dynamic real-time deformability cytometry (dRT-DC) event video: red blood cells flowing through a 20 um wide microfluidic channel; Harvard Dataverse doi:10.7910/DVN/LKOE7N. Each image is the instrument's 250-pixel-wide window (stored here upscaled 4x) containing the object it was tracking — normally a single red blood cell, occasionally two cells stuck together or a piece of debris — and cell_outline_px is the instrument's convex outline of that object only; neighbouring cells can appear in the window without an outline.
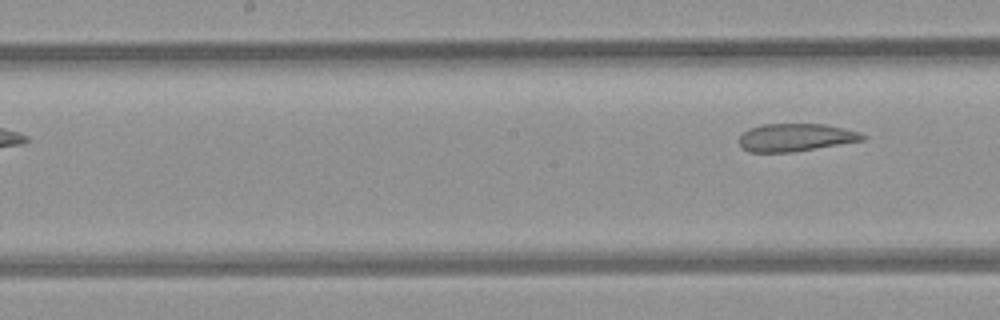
{"species": "common noctule bat (a hibernating species)", "species_latin": "Nyctalus noctula", "temperature_condition": "room temperature", "stored_images_in_passage": 5, "camera_frame_rate_fps": 3000, "um_per_image_px": 0.085, "animal": {"sex": "female", "body_mass_g": 21.9}, "frame": {"image": 1, "passage_image": 5, "time_ms": 1.333, "image_size_px": [1000, 320], "cell_outline_px": [[868, 136], [864, 140], [792, 152], [748, 152], [740, 144], [740, 136], [748, 128], [760, 124], [824, 124], [844, 128], [860, 132]], "centroid_in_image_um": [67.64, 11.67], "position_along_channel_um": 180.6, "area_um2": 19.94}}